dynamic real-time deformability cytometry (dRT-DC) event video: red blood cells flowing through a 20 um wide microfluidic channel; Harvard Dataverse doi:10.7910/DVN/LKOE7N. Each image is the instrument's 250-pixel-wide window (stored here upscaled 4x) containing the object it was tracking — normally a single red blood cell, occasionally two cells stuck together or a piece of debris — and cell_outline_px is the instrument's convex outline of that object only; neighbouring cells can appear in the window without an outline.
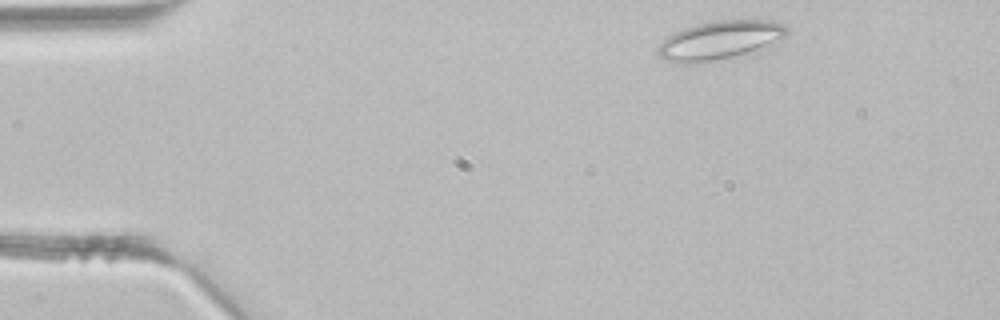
{"species": "common noctule bat (a hibernating species)", "species_latin": "Nyctalus noctula", "temperature_condition": "room temperature", "stored_images_in_passage": 38, "camera_frame_rate_fps": 3000, "um_per_image_px": 0.085, "animal": {"sex": "male", "body_mass_g": 21.5, "forearm_length_mm": 52.0}, "frame": {"image": 1, "passage_image": 2, "time_ms": 0.333, "image_size_px": [1000, 320], "cell_outline_px": [[788, 32], [784, 36], [764, 48], [732, 56], [708, 60], [664, 60], [656, 52], [656, 48], [668, 36], [684, 28], [696, 24], [716, 20], [768, 20], [784, 24], [788, 28]], "centroid_in_image_um": [61.23, 3.35], "position_along_channel_um": 23.8, "area_um2": 27.86}}
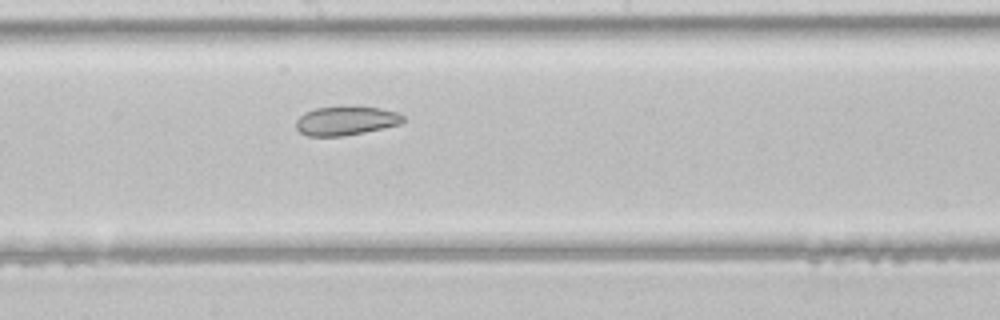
{"frame": {"image": 2, "passage_image": 19, "time_ms": 6.0, "image_size_px": [1000, 320], "cell_outline_px": [[404, 120], [400, 124], [364, 132], [344, 136], [308, 136], [300, 132], [296, 128], [296, 120], [304, 112], [316, 108], [340, 104], [344, 104], [380, 108], [396, 112], [404, 116]], "centroid_in_image_um": [29.38, 10.22], "position_along_channel_um": 218.8, "area_um2": 18.55}}
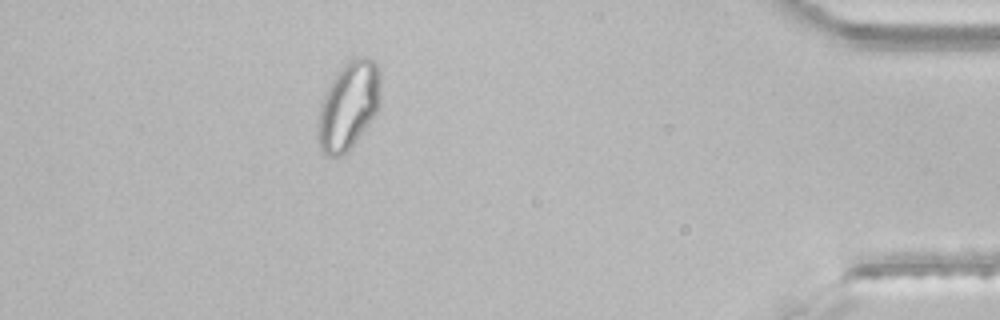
{"frame": {"image": 3, "passage_image": 34, "time_ms": 11.0, "image_size_px": [1000, 320], "cell_outline_px": [[380, 100], [376, 112], [348, 152], [340, 156], [328, 156], [320, 152], [316, 136], [316, 128], [320, 104], [336, 72], [348, 60], [364, 56], [368, 56], [376, 64], [380, 72]], "centroid_in_image_um": [29.59, 9.0], "position_along_channel_um": 405.6, "area_um2": 32.25}}